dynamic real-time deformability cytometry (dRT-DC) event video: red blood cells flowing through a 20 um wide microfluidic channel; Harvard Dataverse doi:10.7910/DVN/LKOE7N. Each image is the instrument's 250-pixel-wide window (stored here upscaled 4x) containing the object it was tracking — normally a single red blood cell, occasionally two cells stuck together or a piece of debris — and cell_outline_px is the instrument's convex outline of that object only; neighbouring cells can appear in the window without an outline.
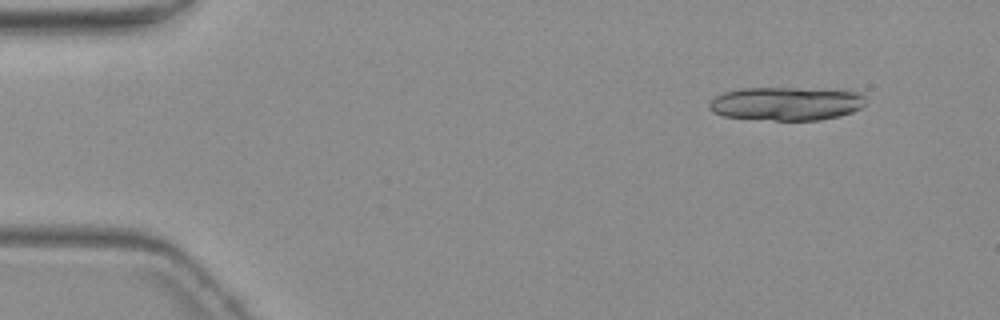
{"species": "common noctule bat (a hibernating species)", "species_latin": "Nyctalus noctula", "temperature_condition": "warm", "stored_images_in_passage": 5, "camera_frame_rate_fps": 3000, "um_per_image_px": 0.085, "animal": {"sex": "female", "body_mass_g": 19.3, "forearm_length_mm": 54.1}, "frame": {"image": 1, "passage_image": 1, "time_ms": 0.0, "image_size_px": [1000, 320], "cell_outline_px": [[864, 104], [860, 108], [852, 112], [820, 120], [776, 120], [724, 116], [712, 112], [708, 108], [708, 104], [716, 96], [724, 92], [740, 88], [796, 88], [856, 92], [864, 96]], "centroid_in_image_um": [66.77, 8.81], "position_along_channel_um": 18.2, "area_um2": 30.11}}
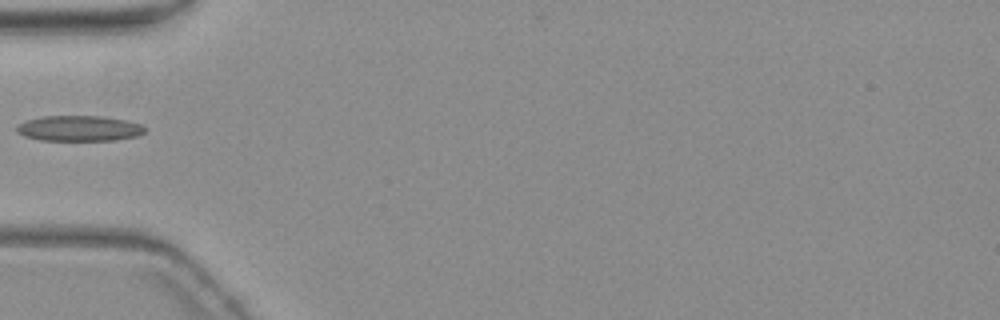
{"frame": {"image": 2, "passage_image": 4, "time_ms": 22.667, "image_size_px": [1000, 320], "cell_outline_px": [[144, 132], [136, 136], [116, 140], [40, 140], [24, 136], [16, 132], [16, 128], [24, 120], [44, 116], [100, 116], [128, 120], [144, 124]], "centroid_in_image_um": [6.73, 10.9], "position_along_channel_um": 78.3, "area_um2": 19.13}}
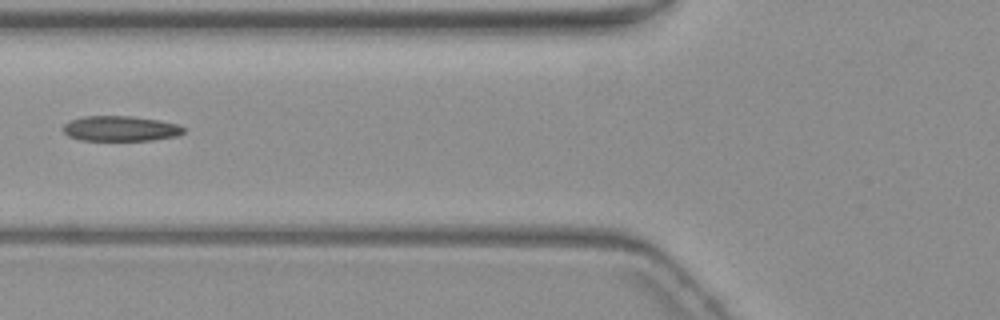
{"frame": {"image": 3, "passage_image": 5, "time_ms": 23.667, "image_size_px": [1000, 320], "cell_outline_px": [[184, 132], [176, 136], [152, 140], [80, 140], [68, 136], [64, 132], [64, 124], [68, 120], [84, 116], [132, 116], [160, 120], [180, 124], [184, 128]], "centroid_in_image_um": [10.24, 10.92], "position_along_channel_um": 115.6, "area_um2": 17.8}}